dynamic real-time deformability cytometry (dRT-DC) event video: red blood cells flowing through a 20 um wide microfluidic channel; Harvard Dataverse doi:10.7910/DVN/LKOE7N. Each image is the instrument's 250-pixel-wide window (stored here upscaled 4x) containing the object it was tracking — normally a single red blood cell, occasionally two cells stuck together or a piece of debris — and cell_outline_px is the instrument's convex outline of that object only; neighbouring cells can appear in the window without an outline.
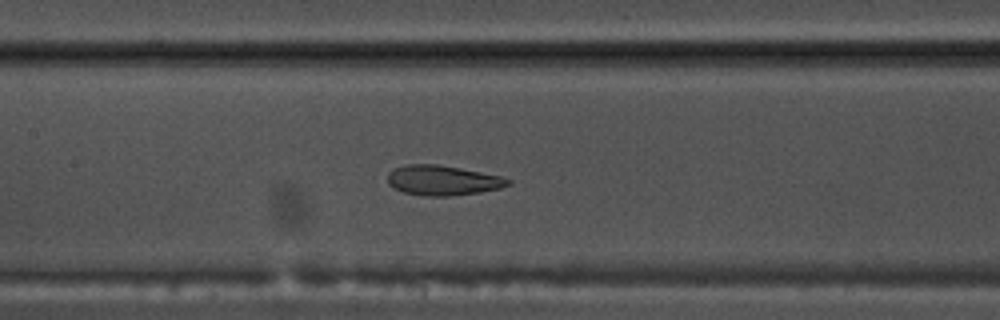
{"species": "common noctule bat (a hibernating species)", "species_latin": "Nyctalus noctula", "temperature_condition": "warm", "stored_images_in_passage": 52, "camera_frame_rate_fps": 3000, "um_per_image_px": 0.085, "animal": {"sex": "male", "body_mass_g": 17.5, "forearm_length_mm": 52.3}, "frame": {"image": 1, "passage_image": 23, "time_ms": 7.333, "image_size_px": [1000, 320], "cell_outline_px": [[512, 184], [500, 188], [480, 192], [448, 196], [424, 196], [404, 192], [392, 188], [388, 184], [388, 172], [392, 168], [404, 164], [436, 164], [460, 168], [504, 176], [512, 180]], "centroid_in_image_um": [37.63, 15.32], "position_along_channel_um": 169.8, "area_um2": 21.33}}
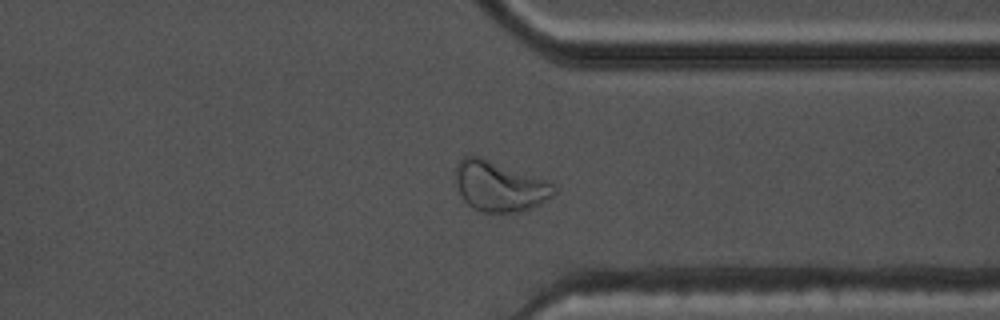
{"frame": {"image": 2, "passage_image": 39, "time_ms": 12.667, "image_size_px": [1000, 320], "cell_outline_px": [[556, 192], [552, 196], [520, 212], [484, 212], [472, 208], [464, 200], [456, 188], [456, 164], [464, 156], [480, 156], [544, 180], [552, 184], [556, 188]], "centroid_in_image_um": [42.39, 15.83], "position_along_channel_um": 369.0, "area_um2": 28.26}}
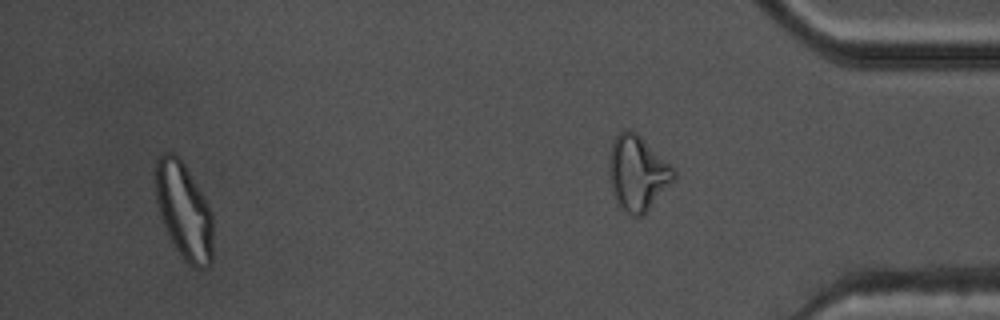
{"frame": {"image": 3, "passage_image": 49, "time_ms": 16.0, "image_size_px": [1000, 320], "cell_outline_px": [[212, 264], [208, 268], [196, 268], [188, 264], [184, 260], [176, 248], [160, 216], [156, 204], [152, 172], [156, 156], [164, 152], [172, 152], [180, 156], [208, 204], [212, 212]], "centroid_in_image_um": [15.58, 17.85], "position_along_channel_um": 419.6, "area_um2": 33.12}, "authors_computed_cell_mechanics": {"area_um2": 24.565, "velocity_mm_per_s": 3.7579, "shape_relaxation_time_tau1_ms": null, "shape_relaxation_time_tau2_ms": 1.8258, "deformation_change_tau1": null, "deformation_change_tau2": 0.0809}}